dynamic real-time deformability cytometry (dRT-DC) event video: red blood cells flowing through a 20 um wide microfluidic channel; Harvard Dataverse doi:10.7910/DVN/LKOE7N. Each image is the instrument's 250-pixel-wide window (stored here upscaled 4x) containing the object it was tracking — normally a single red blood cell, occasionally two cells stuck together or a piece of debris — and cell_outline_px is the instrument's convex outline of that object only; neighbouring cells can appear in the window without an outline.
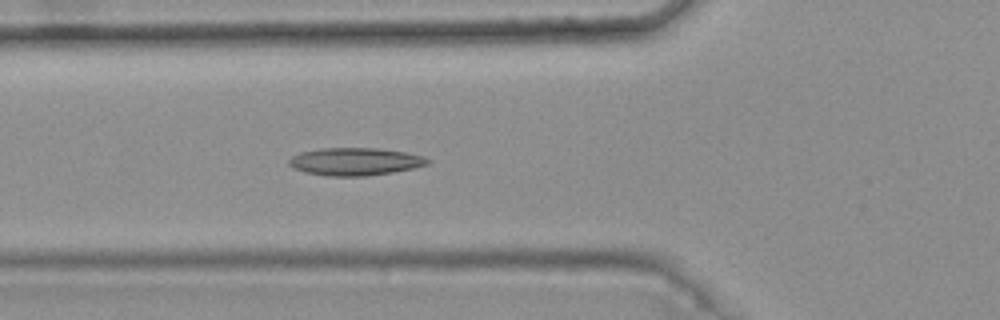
{"species": "common noctule bat (a hibernating species)", "species_latin": "Nyctalus noctula", "temperature_condition": "warm", "stored_images_in_passage": 5, "camera_frame_rate_fps": 3000, "um_per_image_px": 0.085, "animal": {"sex": "female", "body_mass_g": 25.1}, "frame": {"image": 1, "passage_image": 5, "time_ms": 1.333, "image_size_px": [1000, 320], "cell_outline_px": [[432, 160], [428, 164], [412, 168], [392, 172], [368, 176], [328, 176], [304, 172], [292, 168], [288, 164], [288, 160], [292, 156], [300, 152], [320, 148], [376, 148], [404, 152], [424, 156]], "centroid_in_image_um": [30.15, 13.73], "position_along_channel_um": 95.6, "area_um2": 22.43}}